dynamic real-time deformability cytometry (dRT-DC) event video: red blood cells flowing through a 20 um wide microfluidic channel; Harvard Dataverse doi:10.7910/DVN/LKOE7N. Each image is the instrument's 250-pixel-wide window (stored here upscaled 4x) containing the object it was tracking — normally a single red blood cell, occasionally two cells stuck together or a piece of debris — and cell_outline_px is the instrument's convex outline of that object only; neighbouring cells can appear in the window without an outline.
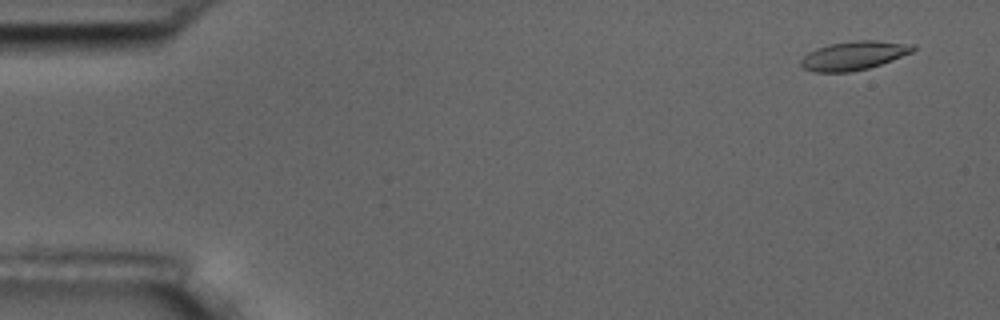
{"species": "common noctule bat (a hibernating species)", "species_latin": "Nyctalus noctula", "temperature_condition": "room temperature", "stored_images_in_passage": 6, "camera_frame_rate_fps": 3000, "um_per_image_px": 0.085, "animal": {"sex": "male", "body_mass_g": 17.5, "forearm_length_mm": 52.3}, "frame": {"image": 1, "passage_image": 1, "time_ms": 0.0, "image_size_px": [1000, 320], "cell_outline_px": [[916, 48], [912, 52], [892, 60], [868, 68], [852, 72], [816, 72], [804, 68], [800, 64], [800, 60], [808, 52], [816, 48], [828, 44], [852, 40], [876, 40], [916, 44]], "centroid_in_image_um": [72.58, 4.71], "position_along_channel_um": 12.4, "area_um2": 18.96}}
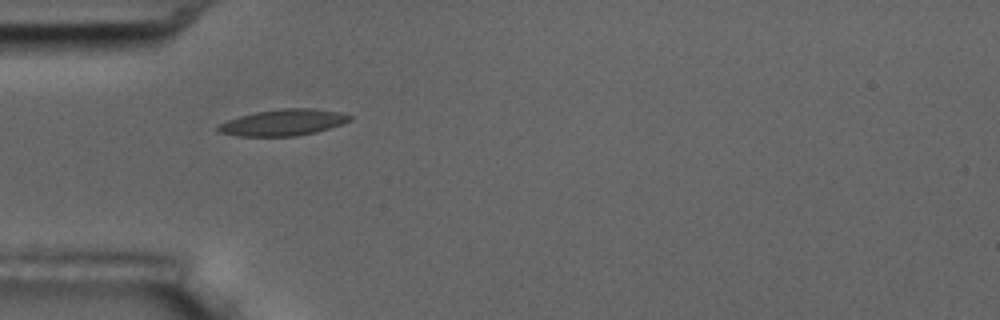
{"frame": {"image": 2, "passage_image": 5, "time_ms": 4.667, "image_size_px": [1000, 320], "cell_outline_px": [[352, 120], [316, 132], [296, 136], [240, 136], [220, 132], [216, 128], [220, 124], [228, 120], [240, 116], [256, 112], [280, 108], [316, 108], [340, 112], [352, 116]], "centroid_in_image_um": [24.1, 10.4], "position_along_channel_um": 60.9, "area_um2": 20.06}}